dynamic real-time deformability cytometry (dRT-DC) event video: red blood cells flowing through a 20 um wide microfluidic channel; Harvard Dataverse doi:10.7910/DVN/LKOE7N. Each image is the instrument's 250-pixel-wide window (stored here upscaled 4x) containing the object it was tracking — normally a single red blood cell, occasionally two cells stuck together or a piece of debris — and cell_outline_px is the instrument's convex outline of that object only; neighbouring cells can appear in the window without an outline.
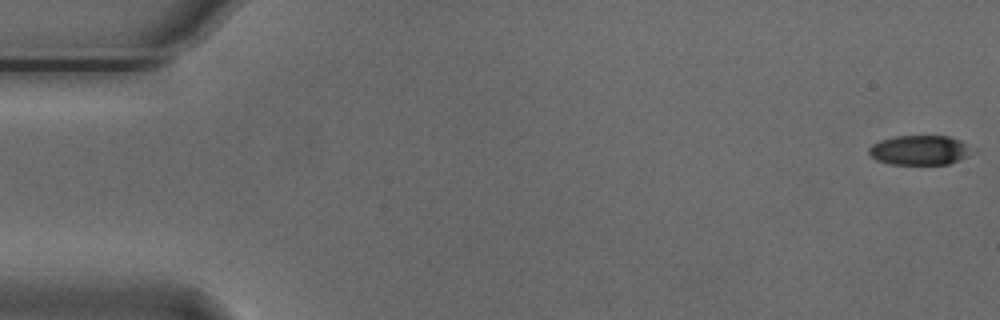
{"species": "Egyptian fruit bat (a non-hibernating species)", "species_latin": "Rousettus aegyptiacus", "temperature_condition": "cold", "stored_images_in_passage": 55, "camera_frame_rate_fps": 3000, "um_per_image_px": 0.085, "animal": {"sex": "male"}, "frame": {"image": 1, "passage_image": 1, "time_ms": 0.0, "image_size_px": [1000, 320], "cell_outline_px": [[976, 148], [968, 156], [948, 164], [892, 164], [876, 160], [868, 152], [868, 148], [872, 144], [880, 140], [896, 136], [948, 136], [960, 140]], "centroid_in_image_um": [78.2, 12.76], "position_along_channel_um": 6.8, "area_um2": 17.92}}
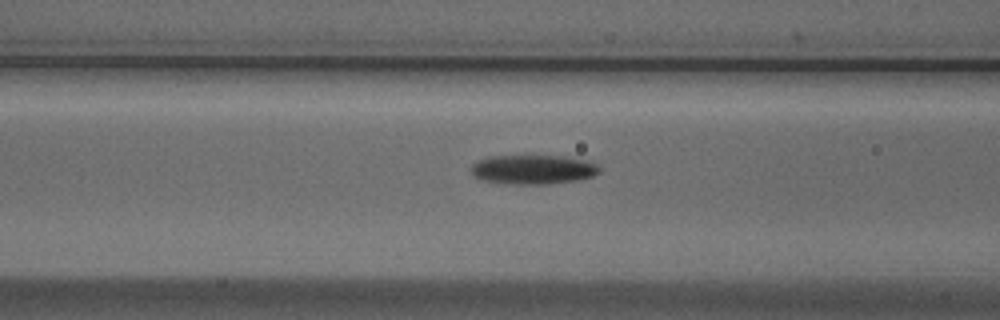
{"frame": {"image": 2, "passage_image": 22, "time_ms": 7.0, "image_size_px": [1000, 320], "cell_outline_px": [[600, 172], [592, 176], [576, 180], [548, 184], [512, 184], [480, 180], [472, 176], [472, 164], [488, 156], [564, 156], [588, 160], [596, 164], [600, 168]], "centroid_in_image_um": [45.31, 14.41], "position_along_channel_um": 121.3, "area_um2": 21.96}}
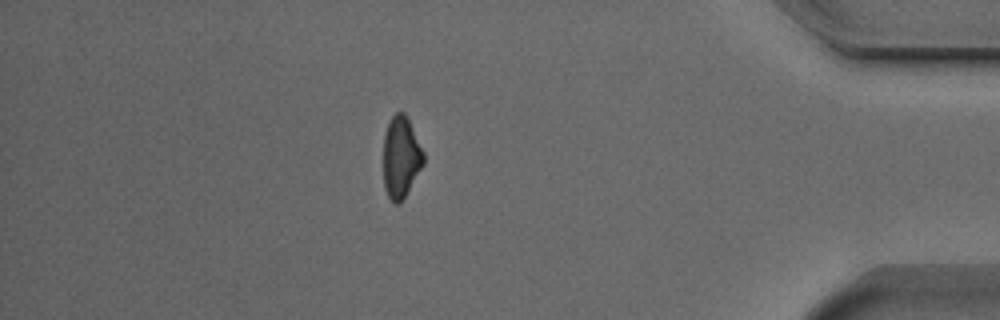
{"frame": {"image": 3, "passage_image": 48, "time_ms": 15.667, "image_size_px": [1000, 320], "cell_outline_px": [[424, 164], [404, 196], [396, 204], [388, 196], [384, 188], [384, 132], [392, 116], [396, 112], [404, 112], [424, 152]], "centroid_in_image_um": [34.07, 13.33], "position_along_channel_um": 401.1, "area_um2": 18.67}, "authors_computed_cell_mechanics": {"area_um2": 20.1722, "velocity_mm_per_s": 3.7289, "shape_relaxation_time_tau1_ms": 3.3251, "shape_relaxation_time_tau2_ms": null, "deformation_change_tau1": 0.1198, "deformation_change_tau2": null}}